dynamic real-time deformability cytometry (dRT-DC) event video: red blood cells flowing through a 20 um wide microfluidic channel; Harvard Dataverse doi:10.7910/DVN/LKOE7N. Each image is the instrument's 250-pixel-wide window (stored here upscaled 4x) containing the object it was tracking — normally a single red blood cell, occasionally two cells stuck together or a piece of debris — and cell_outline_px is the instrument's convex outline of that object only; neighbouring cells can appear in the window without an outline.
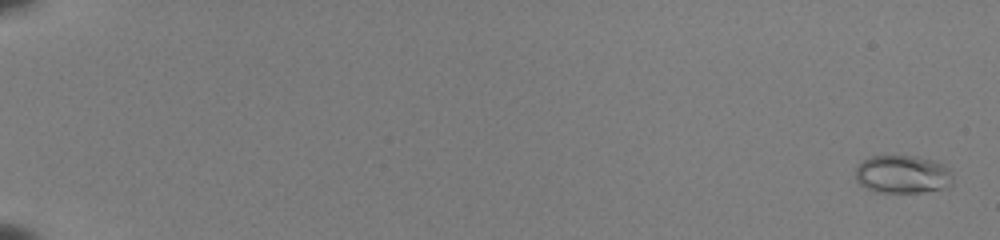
{"species": "common noctule bat (a hibernating species)", "species_latin": "Nyctalus noctula", "temperature_condition": "room temperature", "stored_images_in_passage": 55, "camera_frame_rate_fps": 3000, "um_per_image_px": 0.085, "animal": {"sex": "female", "body_mass_g": 22.0, "forearm_length_mm": 56.7}, "frame": {"image": 1, "passage_image": 2, "time_ms": 0.333, "image_size_px": [1000, 240], "cell_outline_px": [[952, 184], [948, 188], [924, 192], [880, 192], [868, 188], [860, 184], [856, 180], [856, 168], [864, 160], [872, 156], [916, 156], [932, 160], [948, 168], [952, 176]], "centroid_in_image_um": [76.75, 14.83], "position_along_channel_um": 8.3, "area_um2": 21.44}}
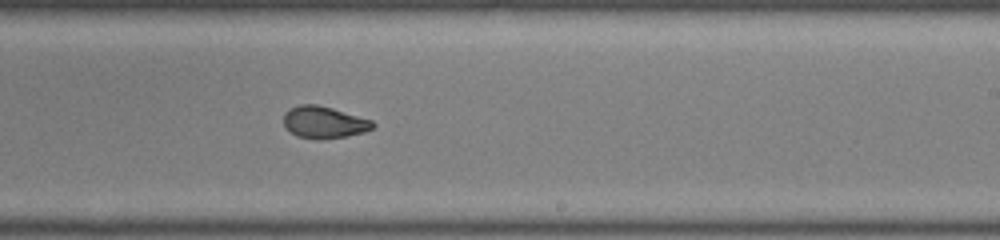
{"frame": {"image": 2, "passage_image": 37, "time_ms": 12.0, "image_size_px": [1000, 240], "cell_outline_px": [[376, 124], [372, 128], [364, 132], [344, 136], [296, 136], [284, 124], [284, 112], [300, 104], [316, 104], [332, 108], [372, 120]], "centroid_in_image_um": [27.56, 10.34], "position_along_channel_um": 261.4, "area_um2": 15.72}}
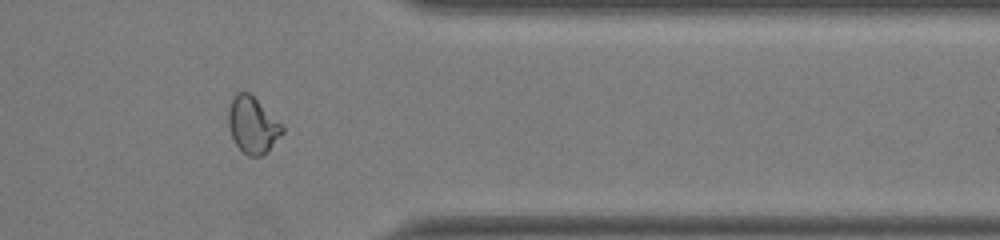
{"frame": {"image": 3, "passage_image": 47, "time_ms": 15.333, "image_size_px": [1000, 240], "cell_outline_px": [[284, 132], [260, 156], [248, 156], [236, 144], [232, 136], [228, 124], [228, 112], [232, 100], [236, 92], [248, 92], [284, 128]], "centroid_in_image_um": [21.43, 10.63], "position_along_channel_um": 390.0, "area_um2": 16.88}, "authors_computed_cell_mechanics": {"area_um2": 17.4556, "velocity_mm_per_s": 3.9851, "shape_relaxation_time_tau1_ms": null, "shape_relaxation_time_tau2_ms": 1.1409, "deformation_change_tau1": null, "deformation_change_tau2": 0.0571}}